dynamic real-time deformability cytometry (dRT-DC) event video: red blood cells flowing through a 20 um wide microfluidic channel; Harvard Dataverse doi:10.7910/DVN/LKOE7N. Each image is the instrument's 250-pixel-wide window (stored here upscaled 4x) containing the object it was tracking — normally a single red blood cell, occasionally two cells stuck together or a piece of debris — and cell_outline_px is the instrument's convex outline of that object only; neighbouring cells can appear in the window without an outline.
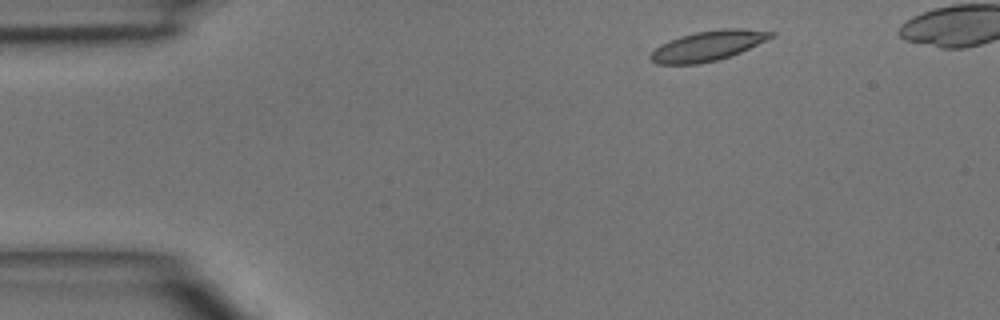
{"species": "common noctule bat (a hibernating species)", "species_latin": "Nyctalus noctula", "temperature_condition": "room temperature", "stored_images_in_passage": 4, "camera_frame_rate_fps": 3000, "um_per_image_px": 0.085, "animal": {"sex": "male", "body_mass_g": 15.6}, "frame": {"image": 1, "passage_image": 1, "time_ms": 0.0, "image_size_px": [1000, 320], "cell_outline_px": [[776, 36], [740, 52], [716, 60], [696, 64], [656, 64], [648, 60], [648, 56], [660, 44], [680, 36], [696, 32], [720, 28], [744, 28], [776, 32]], "centroid_in_image_um": [60.17, 3.88], "position_along_channel_um": 24.8, "area_um2": 21.15}}